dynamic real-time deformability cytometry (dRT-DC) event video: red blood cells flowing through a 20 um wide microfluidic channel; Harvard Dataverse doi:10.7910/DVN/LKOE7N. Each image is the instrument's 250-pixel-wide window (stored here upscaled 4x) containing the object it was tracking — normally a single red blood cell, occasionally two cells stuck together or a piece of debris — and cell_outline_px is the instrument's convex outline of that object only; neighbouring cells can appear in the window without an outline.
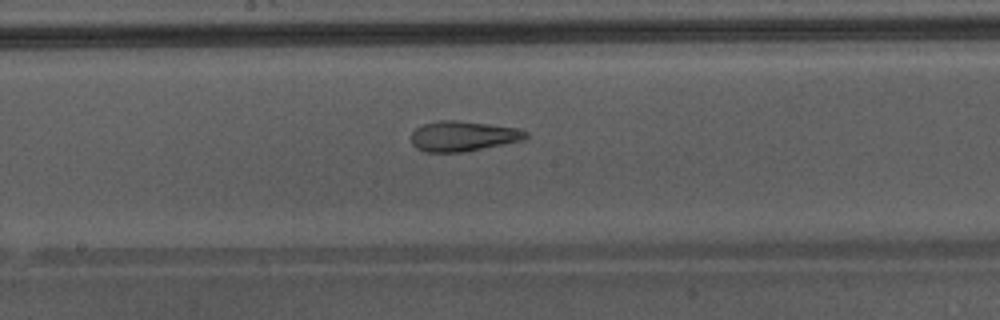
{"species": "Egyptian fruit bat (a non-hibernating species)", "species_latin": "Rousettus aegyptiacus", "temperature_condition": "warm", "stored_images_in_passage": 30, "camera_frame_rate_fps": 3000, "um_per_image_px": 0.085, "animal": {"sex": "male"}, "frame": {"image": 1, "passage_image": 13, "time_ms": 4.0, "image_size_px": [1000, 320], "cell_outline_px": [[528, 136], [524, 140], [504, 144], [460, 152], [424, 152], [416, 148], [412, 144], [412, 132], [416, 128], [424, 124], [440, 120], [456, 120], [520, 128], [528, 132]], "centroid_in_image_um": [39.37, 11.57], "position_along_channel_um": 208.8, "area_um2": 20.11}}